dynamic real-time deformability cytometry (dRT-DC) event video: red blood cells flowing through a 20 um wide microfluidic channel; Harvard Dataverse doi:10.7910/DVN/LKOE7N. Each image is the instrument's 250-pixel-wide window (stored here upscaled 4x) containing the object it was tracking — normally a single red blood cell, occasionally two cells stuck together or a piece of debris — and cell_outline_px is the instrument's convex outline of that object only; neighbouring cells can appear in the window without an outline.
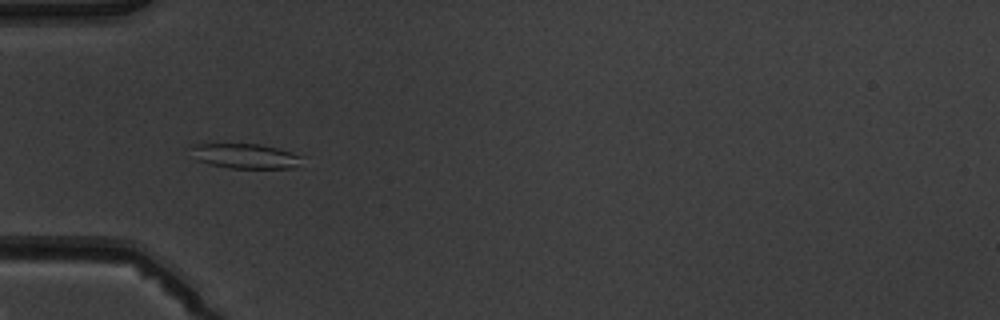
{"species": "common noctule bat (a hibernating species)", "species_latin": "Nyctalus noctula", "temperature_condition": "warm", "stored_images_in_passage": 7, "camera_frame_rate_fps": 3000, "um_per_image_px": 0.085, "animal": {"sex": "male", "body_mass_g": 19.5, "forearm_length_mm": 54.6}, "frame": {"image": 1, "passage_image": 4, "time_ms": 4.333, "image_size_px": [1000, 320], "cell_outline_px": [[304, 156], [292, 168], [228, 168], [208, 164], [196, 160], [188, 144], [260, 144], [292, 152]], "centroid_in_image_um": [20.79, 13.26], "position_along_channel_um": 64.2, "area_um2": 16.07}}
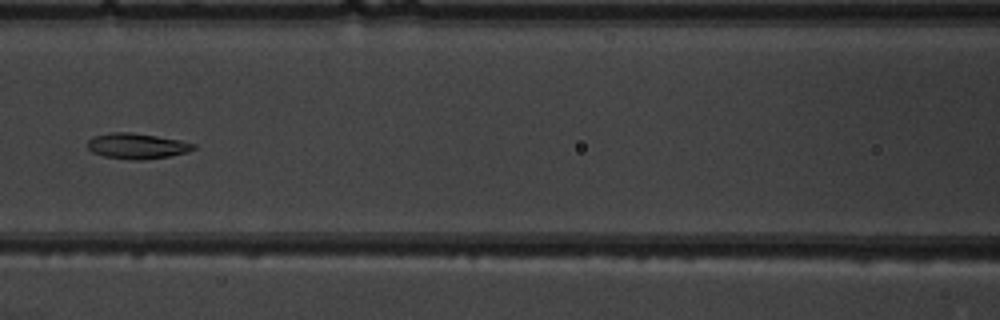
{"frame": {"image": 2, "passage_image": 6, "time_ms": 6.667, "image_size_px": [1000, 320], "cell_outline_px": [[196, 148], [188, 152], [168, 156], [140, 160], [132, 160], [104, 156], [92, 152], [88, 148], [88, 140], [92, 136], [112, 132], [132, 132], [180, 140], [196, 144]], "centroid_in_image_um": [11.63, 12.4], "position_along_channel_um": 155.0, "area_um2": 15.78}}
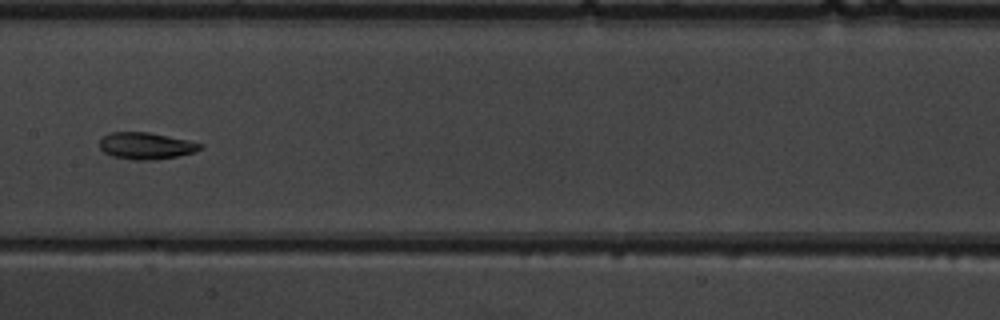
{"frame": {"image": 3, "passage_image": 7, "time_ms": 7.667, "image_size_px": [1000, 320], "cell_outline_px": [[204, 148], [192, 152], [176, 156], [152, 160], [136, 160], [112, 156], [104, 152], [100, 148], [100, 140], [108, 132], [148, 132], [188, 140], [204, 144]], "centroid_in_image_um": [12.41, 12.39], "position_along_channel_um": 195.0, "area_um2": 15.61}}